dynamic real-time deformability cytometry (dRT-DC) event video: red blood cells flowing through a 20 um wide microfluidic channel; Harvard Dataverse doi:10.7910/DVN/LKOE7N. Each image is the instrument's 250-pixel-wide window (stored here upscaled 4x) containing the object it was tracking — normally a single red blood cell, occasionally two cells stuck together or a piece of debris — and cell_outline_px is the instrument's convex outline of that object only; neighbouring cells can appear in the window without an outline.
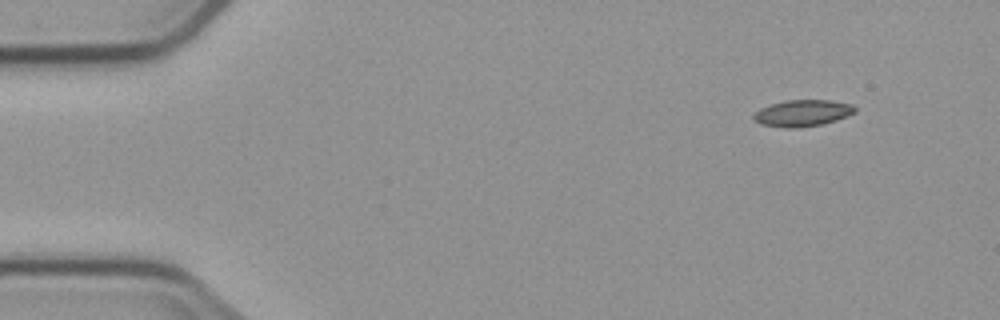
{"species": "common noctule bat (a hibernating species)", "species_latin": "Nyctalus noctula", "temperature_condition": "cold", "stored_images_in_passage": 3, "camera_frame_rate_fps": 3000, "um_per_image_px": 0.085, "animal": {"sex": "male", "body_mass_g": 23.1, "forearm_length_mm": 52.7}, "frame": {"image": 1, "passage_image": 1, "time_ms": 0.0, "image_size_px": [1000, 320], "cell_outline_px": [[856, 112], [836, 120], [820, 124], [796, 128], [784, 128], [760, 124], [752, 120], [752, 112], [760, 108], [784, 100], [828, 100], [852, 104], [856, 108]], "centroid_in_image_um": [68.15, 9.61], "position_along_channel_um": 16.8, "area_um2": 15.78}}
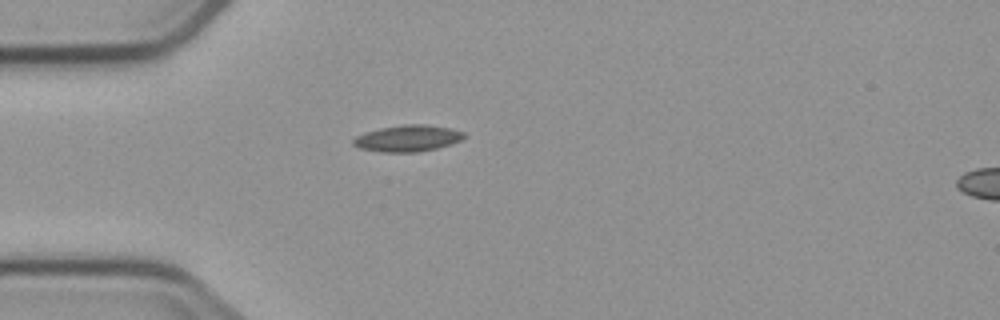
{"frame": {"image": 2, "passage_image": 3, "time_ms": 3.333, "image_size_px": [1000, 320], "cell_outline_px": [[468, 136], [460, 140], [436, 148], [416, 152], [380, 152], [360, 148], [352, 144], [352, 140], [356, 136], [364, 132], [380, 128], [404, 124], [428, 124], [452, 128], [464, 132]], "centroid_in_image_um": [34.65, 11.74], "position_along_channel_um": 50.4, "area_um2": 17.17}}